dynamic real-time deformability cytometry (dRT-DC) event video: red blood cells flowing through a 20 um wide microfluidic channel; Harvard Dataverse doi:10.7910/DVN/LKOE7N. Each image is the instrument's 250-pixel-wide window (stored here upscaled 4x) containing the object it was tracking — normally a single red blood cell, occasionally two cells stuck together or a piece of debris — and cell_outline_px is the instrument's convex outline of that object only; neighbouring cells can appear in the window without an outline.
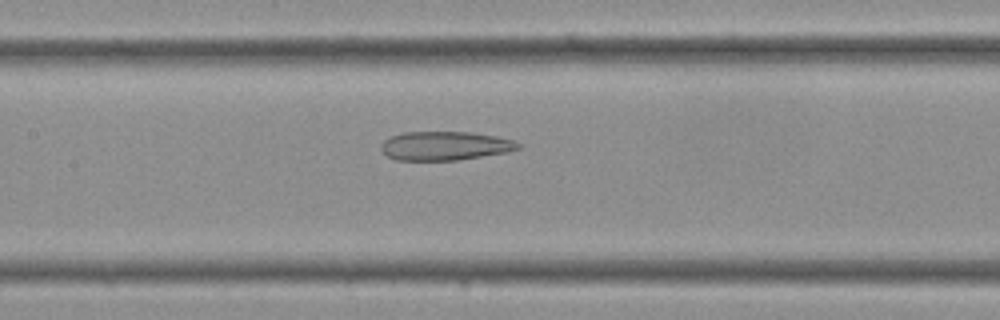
{"species": "Egyptian fruit bat (a non-hibernating species)", "species_latin": "Rousettus aegyptiacus", "temperature_condition": "cold", "stored_images_in_passage": 30, "camera_frame_rate_fps": 3000, "um_per_image_px": 0.085, "frame": {"image": 1, "passage_image": 10, "time_ms": 3.0, "image_size_px": [1000, 320], "cell_outline_px": [[524, 148], [508, 152], [456, 160], [396, 160], [388, 156], [380, 148], [380, 144], [384, 140], [392, 136], [404, 132], [468, 132], [496, 136], [516, 140], [524, 144]], "centroid_in_image_um": [37.9, 12.39], "position_along_channel_um": 169.5, "area_um2": 23.24}}
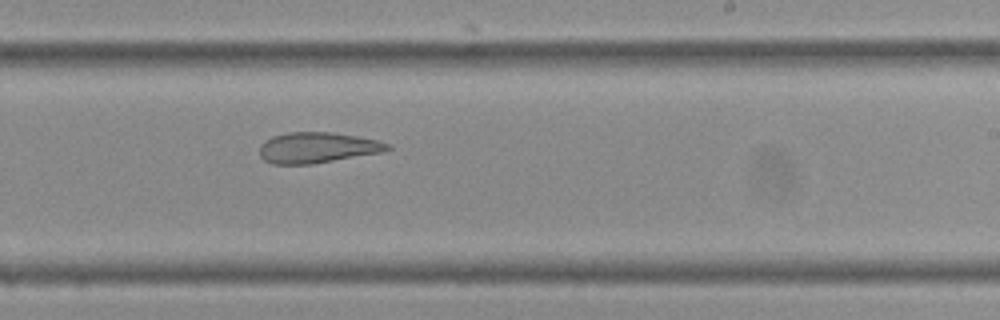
{"frame": {"image": 2, "passage_image": 15, "time_ms": 4.667, "image_size_px": [1000, 320], "cell_outline_px": [[392, 148], [384, 152], [312, 164], [272, 164], [264, 160], [260, 156], [260, 144], [264, 140], [272, 136], [288, 132], [332, 132], [380, 140], [388, 144]], "centroid_in_image_um": [26.97, 12.55], "position_along_channel_um": 262.0, "area_um2": 23.06}}
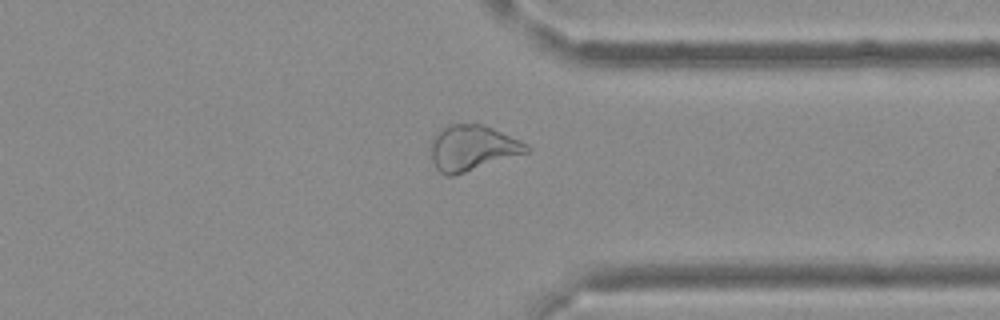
{"frame": {"image": 3, "passage_image": 21, "time_ms": 6.667, "image_size_px": [1000, 320], "cell_outline_px": [[532, 152], [452, 176], [444, 176], [436, 168], [432, 160], [432, 140], [448, 124], [484, 124], [520, 140], [528, 144], [532, 148]], "centroid_in_image_um": [40.23, 12.59], "position_along_channel_um": 371.2, "area_um2": 25.37}}